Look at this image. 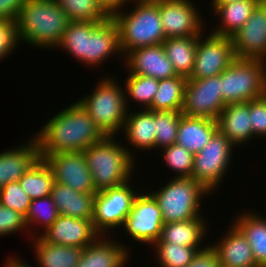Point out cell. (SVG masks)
Listing matches in <instances>:
<instances>
[{
    "label": "cell",
    "mask_w": 266,
    "mask_h": 267,
    "mask_svg": "<svg viewBox=\"0 0 266 267\" xmlns=\"http://www.w3.org/2000/svg\"><path fill=\"white\" fill-rule=\"evenodd\" d=\"M36 133L42 159L55 153L84 152L105 137L78 100L55 114Z\"/></svg>",
    "instance_id": "1"
},
{
    "label": "cell",
    "mask_w": 266,
    "mask_h": 267,
    "mask_svg": "<svg viewBox=\"0 0 266 267\" xmlns=\"http://www.w3.org/2000/svg\"><path fill=\"white\" fill-rule=\"evenodd\" d=\"M16 22L20 41L55 49L70 21L55 0H26Z\"/></svg>",
    "instance_id": "2"
},
{
    "label": "cell",
    "mask_w": 266,
    "mask_h": 267,
    "mask_svg": "<svg viewBox=\"0 0 266 267\" xmlns=\"http://www.w3.org/2000/svg\"><path fill=\"white\" fill-rule=\"evenodd\" d=\"M114 137L117 136H105L84 150L97 191L121 186L133 176L136 162L134 152L129 150L128 146L123 147L120 142H115L117 138Z\"/></svg>",
    "instance_id": "3"
},
{
    "label": "cell",
    "mask_w": 266,
    "mask_h": 267,
    "mask_svg": "<svg viewBox=\"0 0 266 267\" xmlns=\"http://www.w3.org/2000/svg\"><path fill=\"white\" fill-rule=\"evenodd\" d=\"M134 4V8L130 9L129 13L121 9L111 16L119 29L123 56L140 47L162 44L166 39L161 24L158 0Z\"/></svg>",
    "instance_id": "4"
},
{
    "label": "cell",
    "mask_w": 266,
    "mask_h": 267,
    "mask_svg": "<svg viewBox=\"0 0 266 267\" xmlns=\"http://www.w3.org/2000/svg\"><path fill=\"white\" fill-rule=\"evenodd\" d=\"M114 80L109 76L101 78L91 94L78 99L105 136H115L123 130L128 112L124 88Z\"/></svg>",
    "instance_id": "5"
},
{
    "label": "cell",
    "mask_w": 266,
    "mask_h": 267,
    "mask_svg": "<svg viewBox=\"0 0 266 267\" xmlns=\"http://www.w3.org/2000/svg\"><path fill=\"white\" fill-rule=\"evenodd\" d=\"M172 178L159 188L160 190L149 192L159 205L164 223L186 221L201 216L202 198L210 192L191 177Z\"/></svg>",
    "instance_id": "6"
},
{
    "label": "cell",
    "mask_w": 266,
    "mask_h": 267,
    "mask_svg": "<svg viewBox=\"0 0 266 267\" xmlns=\"http://www.w3.org/2000/svg\"><path fill=\"white\" fill-rule=\"evenodd\" d=\"M221 95L225 105L245 103L266 95V61L236 59L221 74Z\"/></svg>",
    "instance_id": "7"
},
{
    "label": "cell",
    "mask_w": 266,
    "mask_h": 267,
    "mask_svg": "<svg viewBox=\"0 0 266 267\" xmlns=\"http://www.w3.org/2000/svg\"><path fill=\"white\" fill-rule=\"evenodd\" d=\"M130 182L131 180L118 187L97 191L92 222L100 236L106 235L108 238L107 232L111 233L116 227H123L133 201L139 193L131 188L133 186Z\"/></svg>",
    "instance_id": "8"
},
{
    "label": "cell",
    "mask_w": 266,
    "mask_h": 267,
    "mask_svg": "<svg viewBox=\"0 0 266 267\" xmlns=\"http://www.w3.org/2000/svg\"><path fill=\"white\" fill-rule=\"evenodd\" d=\"M233 148L237 147L218 131L201 151L194 154L191 178L201 183L210 193L215 192L227 175Z\"/></svg>",
    "instance_id": "9"
},
{
    "label": "cell",
    "mask_w": 266,
    "mask_h": 267,
    "mask_svg": "<svg viewBox=\"0 0 266 267\" xmlns=\"http://www.w3.org/2000/svg\"><path fill=\"white\" fill-rule=\"evenodd\" d=\"M225 106L221 95L220 75L187 79L181 110L183 115L217 120Z\"/></svg>",
    "instance_id": "10"
},
{
    "label": "cell",
    "mask_w": 266,
    "mask_h": 267,
    "mask_svg": "<svg viewBox=\"0 0 266 267\" xmlns=\"http://www.w3.org/2000/svg\"><path fill=\"white\" fill-rule=\"evenodd\" d=\"M198 37L193 71L187 79H203L220 75L237 58L231 37L208 34Z\"/></svg>",
    "instance_id": "11"
},
{
    "label": "cell",
    "mask_w": 266,
    "mask_h": 267,
    "mask_svg": "<svg viewBox=\"0 0 266 267\" xmlns=\"http://www.w3.org/2000/svg\"><path fill=\"white\" fill-rule=\"evenodd\" d=\"M164 225L162 212L157 201L148 193H138L123 227L136 242L151 244L159 240Z\"/></svg>",
    "instance_id": "12"
},
{
    "label": "cell",
    "mask_w": 266,
    "mask_h": 267,
    "mask_svg": "<svg viewBox=\"0 0 266 267\" xmlns=\"http://www.w3.org/2000/svg\"><path fill=\"white\" fill-rule=\"evenodd\" d=\"M158 6L166 38L200 36L206 29L193 1L158 0Z\"/></svg>",
    "instance_id": "13"
},
{
    "label": "cell",
    "mask_w": 266,
    "mask_h": 267,
    "mask_svg": "<svg viewBox=\"0 0 266 267\" xmlns=\"http://www.w3.org/2000/svg\"><path fill=\"white\" fill-rule=\"evenodd\" d=\"M51 167L55 182L82 193H97L84 152L55 153L43 158Z\"/></svg>",
    "instance_id": "14"
},
{
    "label": "cell",
    "mask_w": 266,
    "mask_h": 267,
    "mask_svg": "<svg viewBox=\"0 0 266 267\" xmlns=\"http://www.w3.org/2000/svg\"><path fill=\"white\" fill-rule=\"evenodd\" d=\"M231 38L236 58L266 61V4L263 1Z\"/></svg>",
    "instance_id": "15"
},
{
    "label": "cell",
    "mask_w": 266,
    "mask_h": 267,
    "mask_svg": "<svg viewBox=\"0 0 266 267\" xmlns=\"http://www.w3.org/2000/svg\"><path fill=\"white\" fill-rule=\"evenodd\" d=\"M39 234L51 244L85 248L100 235L93 227L92 219H80L59 215L54 223Z\"/></svg>",
    "instance_id": "16"
},
{
    "label": "cell",
    "mask_w": 266,
    "mask_h": 267,
    "mask_svg": "<svg viewBox=\"0 0 266 267\" xmlns=\"http://www.w3.org/2000/svg\"><path fill=\"white\" fill-rule=\"evenodd\" d=\"M124 57V65L127 66L129 74L153 77L157 80L178 75L162 44L134 49Z\"/></svg>",
    "instance_id": "17"
},
{
    "label": "cell",
    "mask_w": 266,
    "mask_h": 267,
    "mask_svg": "<svg viewBox=\"0 0 266 267\" xmlns=\"http://www.w3.org/2000/svg\"><path fill=\"white\" fill-rule=\"evenodd\" d=\"M39 158V145L34 135L18 148L0 152V189L19 181Z\"/></svg>",
    "instance_id": "18"
},
{
    "label": "cell",
    "mask_w": 266,
    "mask_h": 267,
    "mask_svg": "<svg viewBox=\"0 0 266 267\" xmlns=\"http://www.w3.org/2000/svg\"><path fill=\"white\" fill-rule=\"evenodd\" d=\"M123 55L120 48L119 29L110 16L99 23L88 35L87 67L102 65L113 54Z\"/></svg>",
    "instance_id": "19"
},
{
    "label": "cell",
    "mask_w": 266,
    "mask_h": 267,
    "mask_svg": "<svg viewBox=\"0 0 266 267\" xmlns=\"http://www.w3.org/2000/svg\"><path fill=\"white\" fill-rule=\"evenodd\" d=\"M108 237L99 236L85 247L77 267H124L129 262V248Z\"/></svg>",
    "instance_id": "20"
},
{
    "label": "cell",
    "mask_w": 266,
    "mask_h": 267,
    "mask_svg": "<svg viewBox=\"0 0 266 267\" xmlns=\"http://www.w3.org/2000/svg\"><path fill=\"white\" fill-rule=\"evenodd\" d=\"M218 131L234 145L241 146L253 138L250 101L226 105L217 118ZM249 140V141H248Z\"/></svg>",
    "instance_id": "21"
},
{
    "label": "cell",
    "mask_w": 266,
    "mask_h": 267,
    "mask_svg": "<svg viewBox=\"0 0 266 267\" xmlns=\"http://www.w3.org/2000/svg\"><path fill=\"white\" fill-rule=\"evenodd\" d=\"M226 235L216 244L210 245L217 254L220 265L224 267H256L251 247L241 233L232 224Z\"/></svg>",
    "instance_id": "22"
},
{
    "label": "cell",
    "mask_w": 266,
    "mask_h": 267,
    "mask_svg": "<svg viewBox=\"0 0 266 267\" xmlns=\"http://www.w3.org/2000/svg\"><path fill=\"white\" fill-rule=\"evenodd\" d=\"M218 132L216 120L190 117L181 114L176 144L197 154Z\"/></svg>",
    "instance_id": "23"
},
{
    "label": "cell",
    "mask_w": 266,
    "mask_h": 267,
    "mask_svg": "<svg viewBox=\"0 0 266 267\" xmlns=\"http://www.w3.org/2000/svg\"><path fill=\"white\" fill-rule=\"evenodd\" d=\"M96 193H82L55 182L50 197L59 215L80 219H92Z\"/></svg>",
    "instance_id": "24"
},
{
    "label": "cell",
    "mask_w": 266,
    "mask_h": 267,
    "mask_svg": "<svg viewBox=\"0 0 266 267\" xmlns=\"http://www.w3.org/2000/svg\"><path fill=\"white\" fill-rule=\"evenodd\" d=\"M155 111L140 109L138 112H127L123 126L126 142L137 150L155 149Z\"/></svg>",
    "instance_id": "25"
},
{
    "label": "cell",
    "mask_w": 266,
    "mask_h": 267,
    "mask_svg": "<svg viewBox=\"0 0 266 267\" xmlns=\"http://www.w3.org/2000/svg\"><path fill=\"white\" fill-rule=\"evenodd\" d=\"M201 216L186 221L164 223L161 236L155 243H171L187 247H201L207 225Z\"/></svg>",
    "instance_id": "26"
},
{
    "label": "cell",
    "mask_w": 266,
    "mask_h": 267,
    "mask_svg": "<svg viewBox=\"0 0 266 267\" xmlns=\"http://www.w3.org/2000/svg\"><path fill=\"white\" fill-rule=\"evenodd\" d=\"M262 0H243L230 4L212 5L216 17H219V25L212 34L232 37L251 17L253 10Z\"/></svg>",
    "instance_id": "27"
},
{
    "label": "cell",
    "mask_w": 266,
    "mask_h": 267,
    "mask_svg": "<svg viewBox=\"0 0 266 267\" xmlns=\"http://www.w3.org/2000/svg\"><path fill=\"white\" fill-rule=\"evenodd\" d=\"M35 256L40 267H77L83 249L74 246L51 244L40 235L33 236ZM28 267L27 262H24Z\"/></svg>",
    "instance_id": "28"
},
{
    "label": "cell",
    "mask_w": 266,
    "mask_h": 267,
    "mask_svg": "<svg viewBox=\"0 0 266 267\" xmlns=\"http://www.w3.org/2000/svg\"><path fill=\"white\" fill-rule=\"evenodd\" d=\"M266 216L244 211L232 222L248 241L258 266L266 265Z\"/></svg>",
    "instance_id": "29"
},
{
    "label": "cell",
    "mask_w": 266,
    "mask_h": 267,
    "mask_svg": "<svg viewBox=\"0 0 266 267\" xmlns=\"http://www.w3.org/2000/svg\"><path fill=\"white\" fill-rule=\"evenodd\" d=\"M199 36L166 38L162 43L166 56L178 75L189 77L193 71Z\"/></svg>",
    "instance_id": "30"
},
{
    "label": "cell",
    "mask_w": 266,
    "mask_h": 267,
    "mask_svg": "<svg viewBox=\"0 0 266 267\" xmlns=\"http://www.w3.org/2000/svg\"><path fill=\"white\" fill-rule=\"evenodd\" d=\"M186 83L187 77L182 75L159 80L157 92L148 110L181 112Z\"/></svg>",
    "instance_id": "31"
},
{
    "label": "cell",
    "mask_w": 266,
    "mask_h": 267,
    "mask_svg": "<svg viewBox=\"0 0 266 267\" xmlns=\"http://www.w3.org/2000/svg\"><path fill=\"white\" fill-rule=\"evenodd\" d=\"M18 182L30 199L35 200L50 196L55 180L51 167L39 158Z\"/></svg>",
    "instance_id": "32"
},
{
    "label": "cell",
    "mask_w": 266,
    "mask_h": 267,
    "mask_svg": "<svg viewBox=\"0 0 266 267\" xmlns=\"http://www.w3.org/2000/svg\"><path fill=\"white\" fill-rule=\"evenodd\" d=\"M99 23L70 21L57 47L87 65L88 35Z\"/></svg>",
    "instance_id": "33"
},
{
    "label": "cell",
    "mask_w": 266,
    "mask_h": 267,
    "mask_svg": "<svg viewBox=\"0 0 266 267\" xmlns=\"http://www.w3.org/2000/svg\"><path fill=\"white\" fill-rule=\"evenodd\" d=\"M127 77L128 78H126L124 86L125 103L127 109L130 107L127 103H130L129 98L135 102H138V104L141 105V108L148 109L152 104L155 93L157 92L159 80L153 77L129 73Z\"/></svg>",
    "instance_id": "34"
},
{
    "label": "cell",
    "mask_w": 266,
    "mask_h": 267,
    "mask_svg": "<svg viewBox=\"0 0 266 267\" xmlns=\"http://www.w3.org/2000/svg\"><path fill=\"white\" fill-rule=\"evenodd\" d=\"M65 11L69 21L103 22L110 15L98 0H55Z\"/></svg>",
    "instance_id": "35"
},
{
    "label": "cell",
    "mask_w": 266,
    "mask_h": 267,
    "mask_svg": "<svg viewBox=\"0 0 266 267\" xmlns=\"http://www.w3.org/2000/svg\"><path fill=\"white\" fill-rule=\"evenodd\" d=\"M153 245L160 267H187L197 252L208 246L206 244L204 248L187 247L171 243H154Z\"/></svg>",
    "instance_id": "36"
},
{
    "label": "cell",
    "mask_w": 266,
    "mask_h": 267,
    "mask_svg": "<svg viewBox=\"0 0 266 267\" xmlns=\"http://www.w3.org/2000/svg\"><path fill=\"white\" fill-rule=\"evenodd\" d=\"M181 112L155 111V148L176 144Z\"/></svg>",
    "instance_id": "37"
},
{
    "label": "cell",
    "mask_w": 266,
    "mask_h": 267,
    "mask_svg": "<svg viewBox=\"0 0 266 267\" xmlns=\"http://www.w3.org/2000/svg\"><path fill=\"white\" fill-rule=\"evenodd\" d=\"M165 164L171 171L173 170L175 178H190L193 171L194 154L184 147L177 144L161 148Z\"/></svg>",
    "instance_id": "38"
},
{
    "label": "cell",
    "mask_w": 266,
    "mask_h": 267,
    "mask_svg": "<svg viewBox=\"0 0 266 267\" xmlns=\"http://www.w3.org/2000/svg\"><path fill=\"white\" fill-rule=\"evenodd\" d=\"M59 212L50 196L31 200L25 222L27 228L40 224L39 226L47 230L58 218ZM32 225V226H31Z\"/></svg>",
    "instance_id": "39"
},
{
    "label": "cell",
    "mask_w": 266,
    "mask_h": 267,
    "mask_svg": "<svg viewBox=\"0 0 266 267\" xmlns=\"http://www.w3.org/2000/svg\"><path fill=\"white\" fill-rule=\"evenodd\" d=\"M0 203L4 207L18 211L25 216L31 204V199L17 181L8 183L0 189Z\"/></svg>",
    "instance_id": "40"
},
{
    "label": "cell",
    "mask_w": 266,
    "mask_h": 267,
    "mask_svg": "<svg viewBox=\"0 0 266 267\" xmlns=\"http://www.w3.org/2000/svg\"><path fill=\"white\" fill-rule=\"evenodd\" d=\"M19 42L16 20H0V60L13 53Z\"/></svg>",
    "instance_id": "41"
},
{
    "label": "cell",
    "mask_w": 266,
    "mask_h": 267,
    "mask_svg": "<svg viewBox=\"0 0 266 267\" xmlns=\"http://www.w3.org/2000/svg\"><path fill=\"white\" fill-rule=\"evenodd\" d=\"M27 228L25 216L0 203V236L10 235L18 231L21 233Z\"/></svg>",
    "instance_id": "42"
},
{
    "label": "cell",
    "mask_w": 266,
    "mask_h": 267,
    "mask_svg": "<svg viewBox=\"0 0 266 267\" xmlns=\"http://www.w3.org/2000/svg\"><path fill=\"white\" fill-rule=\"evenodd\" d=\"M250 120L253 138L266 137V95L250 100ZM262 136V137H261Z\"/></svg>",
    "instance_id": "43"
},
{
    "label": "cell",
    "mask_w": 266,
    "mask_h": 267,
    "mask_svg": "<svg viewBox=\"0 0 266 267\" xmlns=\"http://www.w3.org/2000/svg\"><path fill=\"white\" fill-rule=\"evenodd\" d=\"M187 267H220L216 251L208 245L194 256Z\"/></svg>",
    "instance_id": "44"
},
{
    "label": "cell",
    "mask_w": 266,
    "mask_h": 267,
    "mask_svg": "<svg viewBox=\"0 0 266 267\" xmlns=\"http://www.w3.org/2000/svg\"><path fill=\"white\" fill-rule=\"evenodd\" d=\"M26 0H0V20H16Z\"/></svg>",
    "instance_id": "45"
},
{
    "label": "cell",
    "mask_w": 266,
    "mask_h": 267,
    "mask_svg": "<svg viewBox=\"0 0 266 267\" xmlns=\"http://www.w3.org/2000/svg\"><path fill=\"white\" fill-rule=\"evenodd\" d=\"M98 1L99 4L104 8V10L110 16H112L115 12L121 10L122 7L124 8V6H126L127 4L132 3L130 2V0H98Z\"/></svg>",
    "instance_id": "46"
},
{
    "label": "cell",
    "mask_w": 266,
    "mask_h": 267,
    "mask_svg": "<svg viewBox=\"0 0 266 267\" xmlns=\"http://www.w3.org/2000/svg\"><path fill=\"white\" fill-rule=\"evenodd\" d=\"M7 262L5 263V267H28L24 261H22L20 258L9 257Z\"/></svg>",
    "instance_id": "47"
},
{
    "label": "cell",
    "mask_w": 266,
    "mask_h": 267,
    "mask_svg": "<svg viewBox=\"0 0 266 267\" xmlns=\"http://www.w3.org/2000/svg\"><path fill=\"white\" fill-rule=\"evenodd\" d=\"M211 4L210 5H222V4H230L233 2H238V1H243V0H211Z\"/></svg>",
    "instance_id": "48"
},
{
    "label": "cell",
    "mask_w": 266,
    "mask_h": 267,
    "mask_svg": "<svg viewBox=\"0 0 266 267\" xmlns=\"http://www.w3.org/2000/svg\"><path fill=\"white\" fill-rule=\"evenodd\" d=\"M145 1H156V0H130V2H145Z\"/></svg>",
    "instance_id": "49"
},
{
    "label": "cell",
    "mask_w": 266,
    "mask_h": 267,
    "mask_svg": "<svg viewBox=\"0 0 266 267\" xmlns=\"http://www.w3.org/2000/svg\"><path fill=\"white\" fill-rule=\"evenodd\" d=\"M256 267H266V265H260V266H256Z\"/></svg>",
    "instance_id": "50"
}]
</instances>
